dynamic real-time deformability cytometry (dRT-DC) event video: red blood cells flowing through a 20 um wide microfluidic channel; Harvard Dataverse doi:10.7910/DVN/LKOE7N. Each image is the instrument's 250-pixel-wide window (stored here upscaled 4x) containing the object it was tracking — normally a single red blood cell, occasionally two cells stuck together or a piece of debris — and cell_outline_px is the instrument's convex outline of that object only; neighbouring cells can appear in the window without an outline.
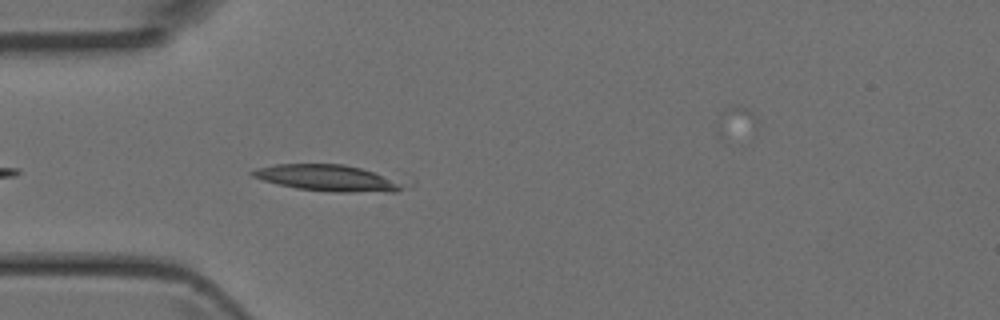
{"species": "Egyptian fruit bat (a non-hibernating species)", "species_latin": "Rousettus aegyptiacus", "temperature_condition": "room temperature", "stored_images_in_passage": 7, "camera_frame_rate_fps": 3000, "um_per_image_px": 0.085, "animal": {"sex": "female"}, "frame": {"image": 1, "passage_image": 3, "time_ms": 0.667, "image_size_px": [1000, 320], "cell_outline_px": [[400, 188], [396, 192], [332, 192], [296, 188], [264, 180], [252, 176], [248, 172], [256, 168], [276, 164], [344, 164], [360, 168], [372, 172], [400, 184]], "centroid_in_image_um": [27.7, 15.12], "position_along_channel_um": 57.3, "area_um2": 22.37}}